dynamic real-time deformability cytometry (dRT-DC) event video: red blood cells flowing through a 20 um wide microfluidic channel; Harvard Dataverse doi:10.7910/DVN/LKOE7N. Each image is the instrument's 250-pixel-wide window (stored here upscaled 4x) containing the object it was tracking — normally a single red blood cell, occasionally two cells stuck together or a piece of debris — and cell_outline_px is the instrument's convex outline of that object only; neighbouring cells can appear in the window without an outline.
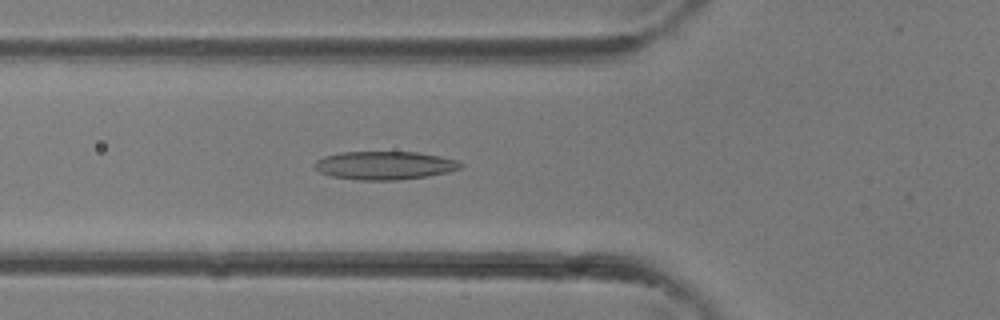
{"species": "common noctule bat (a hibernating species)", "species_latin": "Nyctalus noctula", "temperature_condition": "room temperature", "stored_images_in_passage": 29, "camera_frame_rate_fps": 3000, "um_per_image_px": 0.085, "animal": {"sex": "female"}, "frame": {"image": 1, "passage_image": 6, "time_ms": 1.667, "image_size_px": [1000, 320], "cell_outline_px": [[464, 164], [460, 168], [448, 172], [400, 180], [356, 180], [332, 176], [320, 172], [312, 164], [316, 160], [324, 156], [340, 152], [416, 152], [440, 156], [456, 160]], "centroid_in_image_um": [32.66, 14.06], "position_along_channel_um": 93.1, "area_um2": 24.04}}
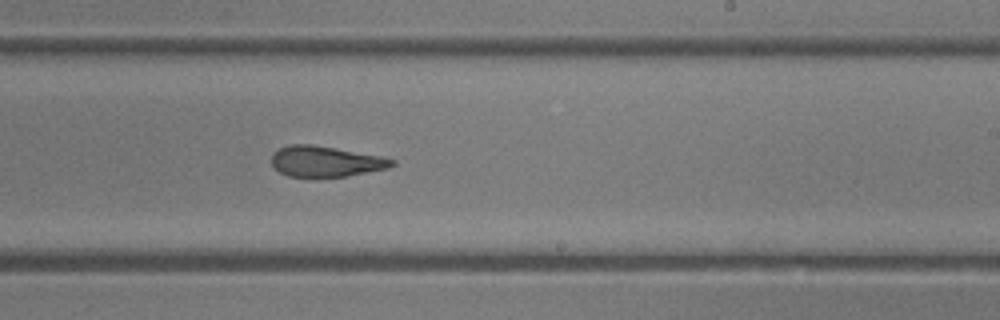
{"frame": {"image": 2, "passage_image": 15, "time_ms": 4.667, "image_size_px": [1000, 320], "cell_outline_px": [[396, 164], [388, 168], [344, 176], [288, 176], [280, 172], [272, 164], [272, 152], [280, 148], [292, 144], [312, 144], [380, 156], [396, 160]], "centroid_in_image_um": [27.67, 13.71], "position_along_channel_um": 261.3, "area_um2": 21.15}}
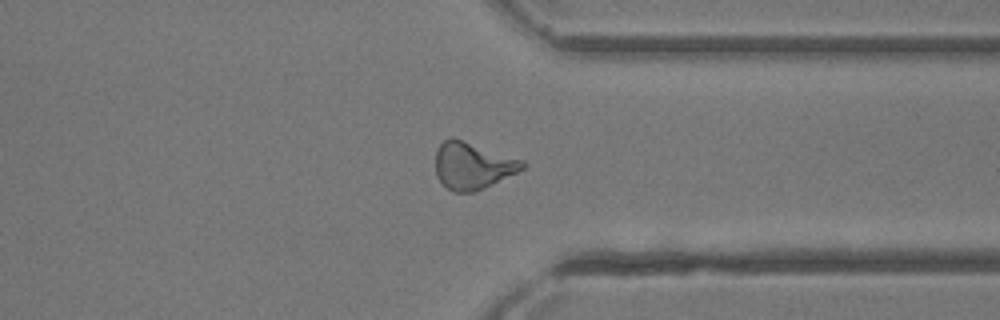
{"frame": {"image": 3, "passage_image": 21, "time_ms": 6.667, "image_size_px": [1000, 320], "cell_outline_px": [[524, 168], [476, 192], [452, 192], [436, 176], [436, 148], [444, 140], [452, 136], [524, 160]], "centroid_in_image_um": [40.14, 14.06], "position_along_channel_um": 371.3, "area_um2": 23.7}}